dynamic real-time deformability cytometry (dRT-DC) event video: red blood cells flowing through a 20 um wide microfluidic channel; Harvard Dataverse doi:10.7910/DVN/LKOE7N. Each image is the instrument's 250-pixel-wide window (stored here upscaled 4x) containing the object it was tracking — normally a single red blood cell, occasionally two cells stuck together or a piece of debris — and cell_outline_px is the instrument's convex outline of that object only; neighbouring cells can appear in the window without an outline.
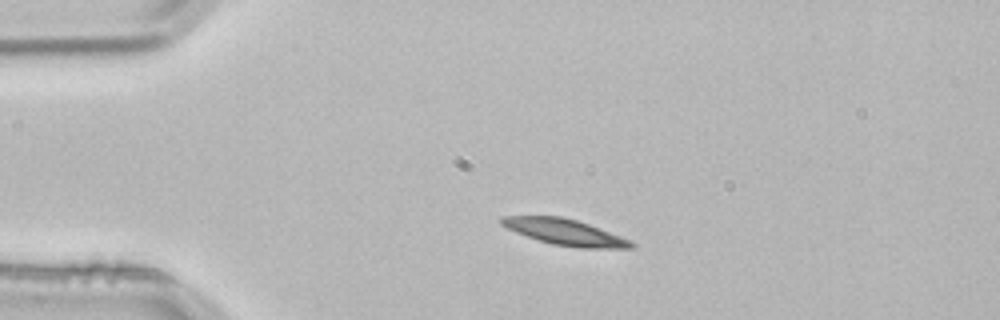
{"species": "common noctule bat (a hibernating species)", "species_latin": "Nyctalus noctula", "temperature_condition": "room temperature", "stored_images_in_passage": 2, "camera_frame_rate_fps": 3000, "um_per_image_px": 0.085, "animal": {"sex": "male", "body_mass_g": 21.5, "forearm_length_mm": 52.0}, "frame": {"image": 1, "passage_image": 1, "time_ms": 0.0, "image_size_px": [1000, 320], "cell_outline_px": [[636, 248], [580, 248], [552, 244], [516, 232], [500, 224], [500, 216], [560, 216], [576, 220], [588, 224], [632, 240], [636, 244]], "centroid_in_image_um": [48.06, 19.73], "position_along_channel_um": 36.9, "area_um2": 19.54}}